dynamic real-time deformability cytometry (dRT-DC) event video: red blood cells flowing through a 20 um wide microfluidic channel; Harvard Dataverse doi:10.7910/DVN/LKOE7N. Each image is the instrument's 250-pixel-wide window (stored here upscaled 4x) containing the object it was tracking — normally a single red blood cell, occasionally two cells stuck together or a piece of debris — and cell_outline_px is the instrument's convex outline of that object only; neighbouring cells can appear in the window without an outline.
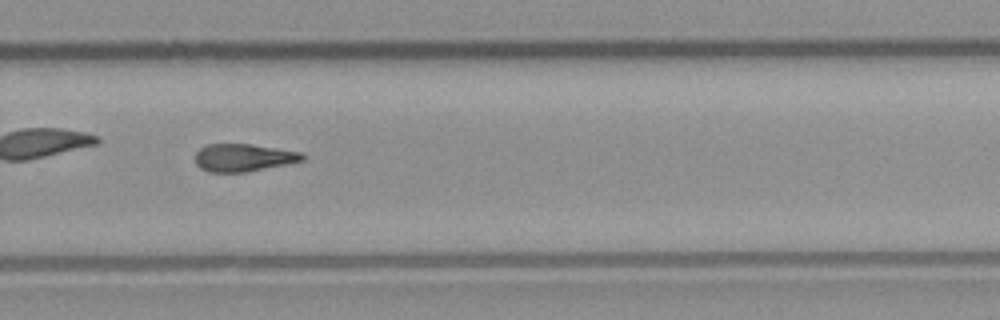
{"species": "common noctule bat (a hibernating species)", "species_latin": "Nyctalus noctula", "temperature_condition": "room temperature", "stored_images_in_passage": 34, "camera_frame_rate_fps": 3000, "um_per_image_px": 0.085, "animal": {"sex": "male", "body_mass_g": 23.1, "forearm_length_mm": 52.7}, "frame": {"image": 1, "passage_image": 20, "time_ms": 6.333, "image_size_px": [1000, 320], "cell_outline_px": [[308, 156], [304, 160], [288, 164], [248, 172], [208, 172], [200, 168], [196, 164], [196, 152], [200, 148], [208, 144], [252, 144], [304, 152]], "centroid_in_image_um": [20.76, 13.4], "position_along_channel_um": 309.0, "area_um2": 17.57}, "authors_computed_cell_mechanics": {"area_um2": 17.5712, "velocity_mm_per_s": 3.9846, "shape_relaxation_time_tau1_ms": null, "shape_relaxation_time_tau2_ms": 7.7019, "deformation_change_tau1": null, "deformation_change_tau2": 0.1984}}